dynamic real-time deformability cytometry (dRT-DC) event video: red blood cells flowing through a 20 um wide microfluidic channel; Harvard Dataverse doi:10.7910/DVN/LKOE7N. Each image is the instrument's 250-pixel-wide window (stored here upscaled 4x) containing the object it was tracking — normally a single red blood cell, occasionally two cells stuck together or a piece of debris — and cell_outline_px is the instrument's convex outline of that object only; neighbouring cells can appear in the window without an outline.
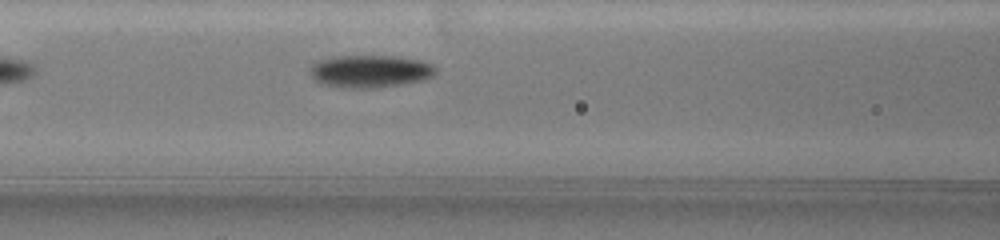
{"species": "common noctule bat (a hibernating species)", "species_latin": "Nyctalus noctula", "temperature_condition": "warm", "stored_images_in_passage": 45, "camera_frame_rate_fps": 3000, "um_per_image_px": 0.085, "animal": {"sex": "female", "body_mass_g": 19.5, "forearm_length_mm": 54.1}, "frame": {"image": 1, "passage_image": 7, "time_ms": 1.0, "image_size_px": [1000, 240], "cell_outline_px": [[436, 72], [432, 76], [420, 80], [400, 84], [376, 88], [344, 88], [320, 84], [312, 76], [312, 64], [320, 60], [336, 56], [396, 56], [420, 60], [432, 64], [436, 68]], "centroid_in_image_um": [31.46, 6.06], "position_along_channel_um": 135.1, "area_um2": 23.64}}
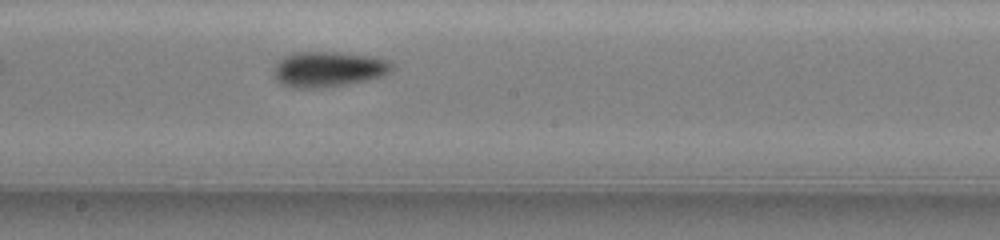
{"frame": {"image": 2, "passage_image": 22, "time_ms": 3.333, "image_size_px": [1000, 240], "cell_outline_px": [[392, 68], [384, 76], [368, 80], [348, 84], [324, 88], [300, 88], [284, 84], [276, 76], [276, 64], [284, 56], [292, 52], [336, 52], [368, 56], [384, 60], [392, 64]], "centroid_in_image_um": [27.93, 5.88], "position_along_channel_um": 220.3, "area_um2": 23.87}}
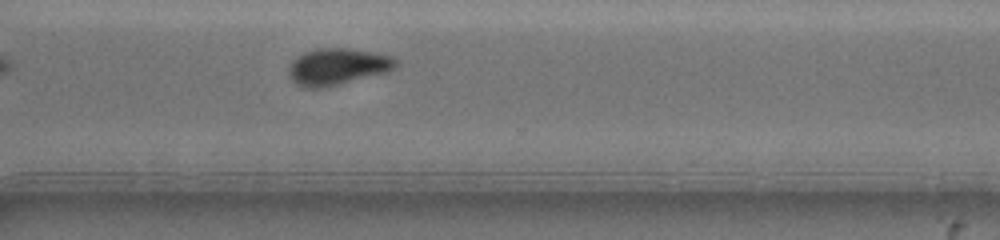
{"frame": {"image": 3, "passage_image": 33, "time_ms": 6.667, "image_size_px": [1000, 240], "cell_outline_px": [[396, 64], [392, 68], [384, 72], [324, 88], [304, 88], [296, 84], [292, 80], [292, 64], [304, 52], [316, 48], [348, 48], [372, 52], [388, 56], [396, 60]], "centroid_in_image_um": [28.67, 5.66], "position_along_channel_um": 341.9, "area_um2": 21.96}}